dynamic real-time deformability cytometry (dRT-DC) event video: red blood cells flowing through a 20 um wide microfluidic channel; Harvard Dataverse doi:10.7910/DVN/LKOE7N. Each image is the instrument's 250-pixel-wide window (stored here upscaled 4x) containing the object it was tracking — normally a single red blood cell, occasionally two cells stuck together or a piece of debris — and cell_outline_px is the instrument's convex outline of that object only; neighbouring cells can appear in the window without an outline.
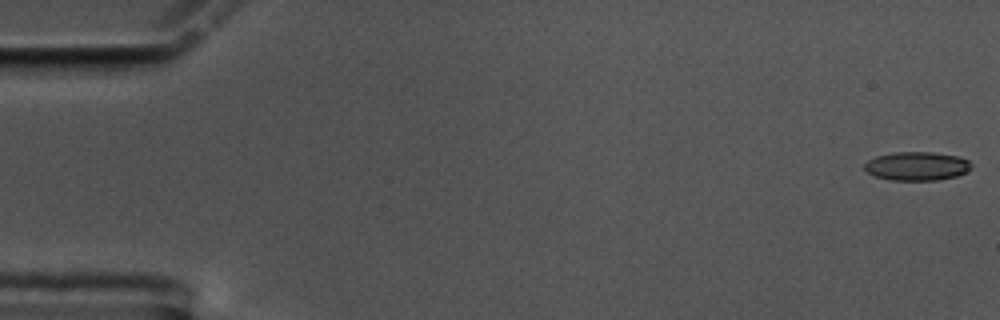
{"species": "common noctule bat (a hibernating species)", "species_latin": "Nyctalus noctula", "temperature_condition": "cold", "stored_images_in_passage": 58, "camera_frame_rate_fps": 3000, "um_per_image_px": 0.085, "animal": {"sex": "male", "body_mass_g": 17.5, "forearm_length_mm": 52.3}, "frame": {"image": 1, "passage_image": 1, "time_ms": 0.0, "image_size_px": [1000, 320], "cell_outline_px": [[972, 168], [956, 176], [936, 180], [892, 180], [876, 176], [868, 172], [864, 168], [864, 164], [868, 160], [876, 156], [896, 152], [932, 152], [960, 156], [968, 160], [972, 164]], "centroid_in_image_um": [77.95, 14.11], "position_along_channel_um": 7.0, "area_um2": 17.8}}
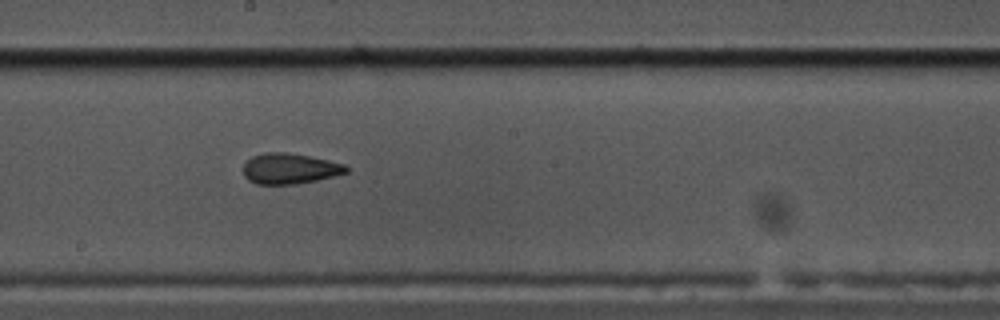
{"frame": {"image": 2, "passage_image": 32, "time_ms": 10.333, "image_size_px": [1000, 320], "cell_outline_px": [[352, 168], [348, 172], [336, 176], [296, 184], [256, 184], [248, 180], [244, 176], [244, 164], [252, 156], [264, 152], [288, 152], [328, 160], [344, 164]], "centroid_in_image_um": [24.65, 14.33], "position_along_channel_um": 223.5, "area_um2": 18.5}}
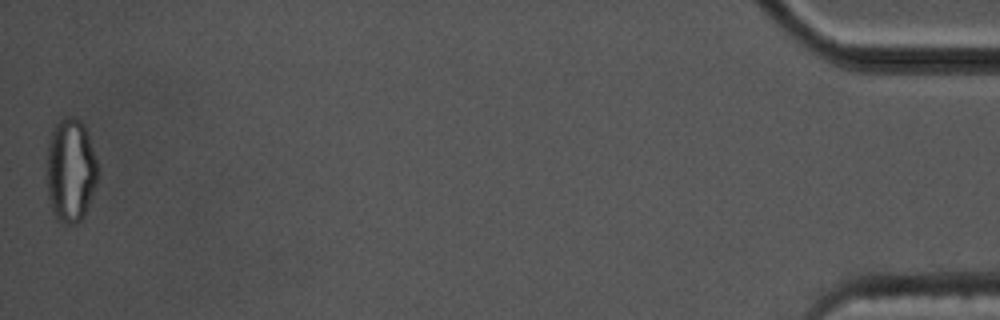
{"frame": {"image": 3, "passage_image": 58, "time_ms": 19.0, "image_size_px": [1000, 320], "cell_outline_px": [[96, 180], [84, 216], [76, 224], [68, 224], [56, 220], [52, 212], [48, 196], [48, 144], [52, 132], [60, 116], [72, 116], [80, 120], [84, 124], [96, 160]], "centroid_in_image_um": [5.98, 14.47], "position_along_channel_um": 429.2, "area_um2": 30.35}, "authors_computed_cell_mechanics": {"area_um2": 18.8139, "velocity_mm_per_s": 3.4599, "shape_relaxation_time_tau1_ms": null, "shape_relaxation_time_tau2_ms": 2.8552, "deformation_change_tau1": null, "deformation_change_tau2": 0.0965}}